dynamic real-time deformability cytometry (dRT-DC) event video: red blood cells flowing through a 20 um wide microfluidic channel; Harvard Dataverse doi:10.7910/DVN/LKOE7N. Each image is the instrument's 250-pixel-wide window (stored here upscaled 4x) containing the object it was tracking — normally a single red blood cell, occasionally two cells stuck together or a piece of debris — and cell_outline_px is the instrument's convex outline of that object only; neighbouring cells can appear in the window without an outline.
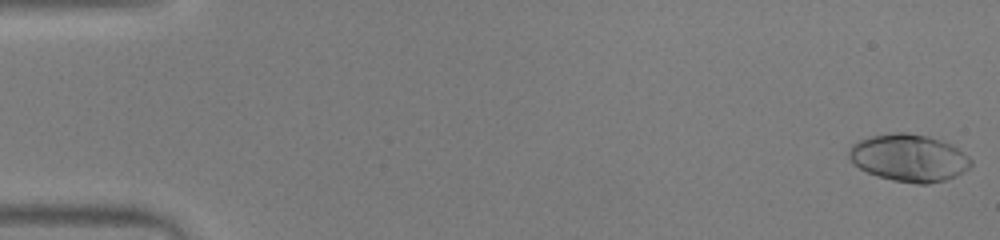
{"species": "human", "species_latin": "Homo sapiens", "temperature_condition": "warm", "stored_images_in_passage": 53, "camera_frame_rate_fps": 3000, "um_per_image_px": 0.085, "donor": {"sex": "male"}, "frame": {"image": 1, "passage_image": 1, "time_ms": 0.0, "image_size_px": [1000, 240], "cell_outline_px": [[972, 164], [968, 168], [956, 176], [944, 180], [928, 184], [916, 184], [892, 180], [868, 172], [852, 164], [848, 156], [848, 152], [852, 144], [860, 140], [872, 136], [896, 132], [908, 132], [928, 136], [952, 144], [964, 152], [972, 160]], "centroid_in_image_um": [77.27, 13.41], "position_along_channel_um": 7.7, "area_um2": 33.64}}
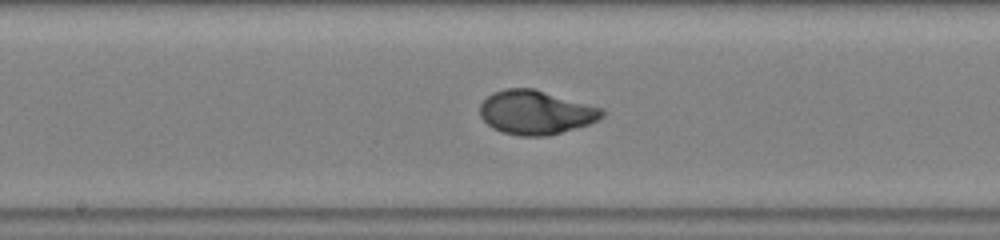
{"frame": {"image": 2, "passage_image": 28, "time_ms": 9.0, "image_size_px": [1000, 240], "cell_outline_px": [[604, 116], [588, 124], [548, 136], [520, 136], [504, 132], [492, 128], [480, 116], [480, 104], [492, 92], [504, 88], [532, 88], [604, 108]], "centroid_in_image_um": [45.53, 9.55], "position_along_channel_um": 202.7, "area_um2": 31.21}}
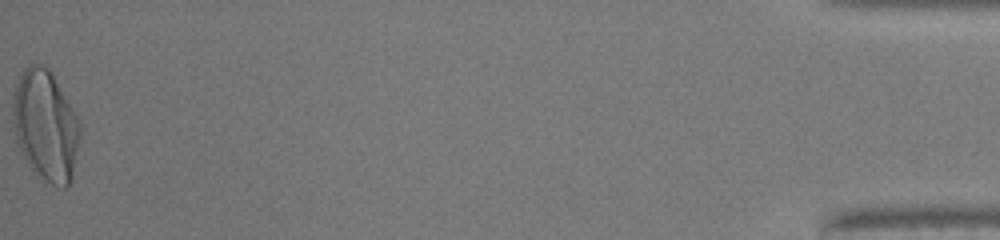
{"frame": {"image": 3, "passage_image": 53, "time_ms": 17.333, "image_size_px": [1000, 240], "cell_outline_px": [[80, 136], [72, 180], [64, 188], [60, 188], [36, 176], [28, 164], [16, 140], [12, 120], [12, 96], [20, 72], [28, 64], [40, 64], [48, 68], [76, 116], [80, 124]], "centroid_in_image_um": [3.84, 10.69], "position_along_channel_um": 431.4, "area_um2": 43.29}, "authors_computed_cell_mechanics": {"area_um2": 31.212, "velocity_mm_per_s": 3.9407, "shape_relaxation_time_tau1_ms": 3.2028, "shape_relaxation_time_tau2_ms": null, "deformation_change_tau1": 0.2179, "deformation_change_tau2": null}}